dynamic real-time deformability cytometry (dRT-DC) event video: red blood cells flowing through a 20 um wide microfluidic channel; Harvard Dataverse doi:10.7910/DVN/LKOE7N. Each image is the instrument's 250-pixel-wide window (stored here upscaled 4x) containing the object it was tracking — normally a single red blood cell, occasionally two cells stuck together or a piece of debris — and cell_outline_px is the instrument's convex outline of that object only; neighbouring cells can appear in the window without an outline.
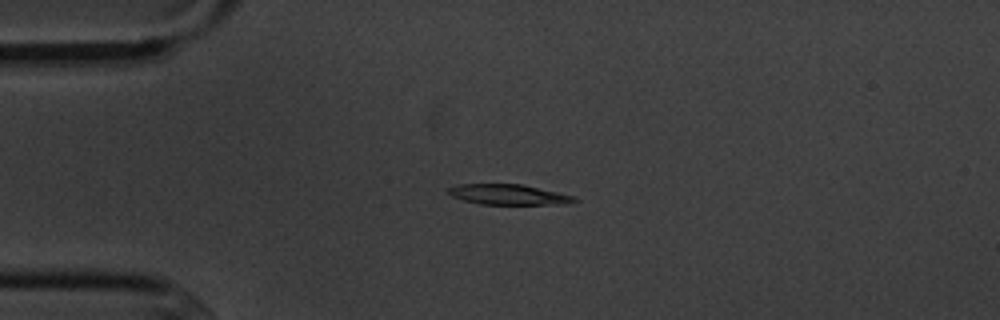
{"species": "common noctule bat (a hibernating species)", "species_latin": "Nyctalus noctula", "temperature_condition": "cold", "stored_images_in_passage": 4, "camera_frame_rate_fps": 3000, "um_per_image_px": 0.085, "animal": {"sex": "male", "body_mass_g": 20.1, "forearm_length_mm": 53.5}, "frame": {"image": 1, "passage_image": 3, "time_ms": 3.333, "image_size_px": [1000, 320], "cell_outline_px": [[580, 200], [568, 204], [480, 204], [464, 200], [452, 196], [448, 192], [448, 188], [460, 184], [524, 184], [572, 196]], "centroid_in_image_um": [43.23, 16.54], "position_along_channel_um": 41.8, "area_um2": 14.8}}